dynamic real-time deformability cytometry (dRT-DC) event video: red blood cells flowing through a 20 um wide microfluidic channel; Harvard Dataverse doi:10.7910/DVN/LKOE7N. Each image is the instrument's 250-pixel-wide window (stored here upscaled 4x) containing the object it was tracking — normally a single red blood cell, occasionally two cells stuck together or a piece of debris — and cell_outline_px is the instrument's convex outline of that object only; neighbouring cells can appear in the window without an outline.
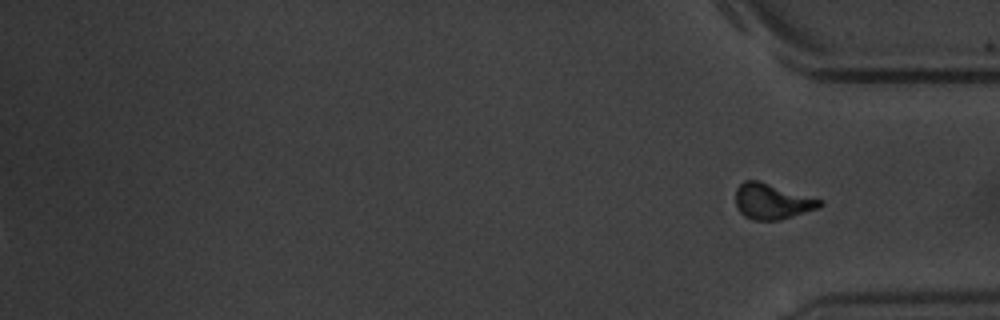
{"species": "common noctule bat (a hibernating species)", "species_latin": "Nyctalus noctula", "temperature_condition": "warm", "stored_images_in_passage": 17, "segment_of_instrument_passage": [2, 2], "camera_frame_rate_fps": 3000, "um_per_image_px": 0.085, "animal": {"sex": "male", "body_mass_g": 20.1, "forearm_length_mm": 53.5}, "frame": {"image": 1, "passage_image": 17, "time_ms": 19.333, "image_size_px": [1000, 320], "cell_outline_px": [[824, 204], [820, 208], [780, 220], [752, 220], [744, 216], [736, 208], [736, 188], [744, 180], [756, 180], [824, 200]], "centroid_in_image_um": [65.64, 17.13], "position_along_channel_um": 369.6, "area_um2": 17.57}}